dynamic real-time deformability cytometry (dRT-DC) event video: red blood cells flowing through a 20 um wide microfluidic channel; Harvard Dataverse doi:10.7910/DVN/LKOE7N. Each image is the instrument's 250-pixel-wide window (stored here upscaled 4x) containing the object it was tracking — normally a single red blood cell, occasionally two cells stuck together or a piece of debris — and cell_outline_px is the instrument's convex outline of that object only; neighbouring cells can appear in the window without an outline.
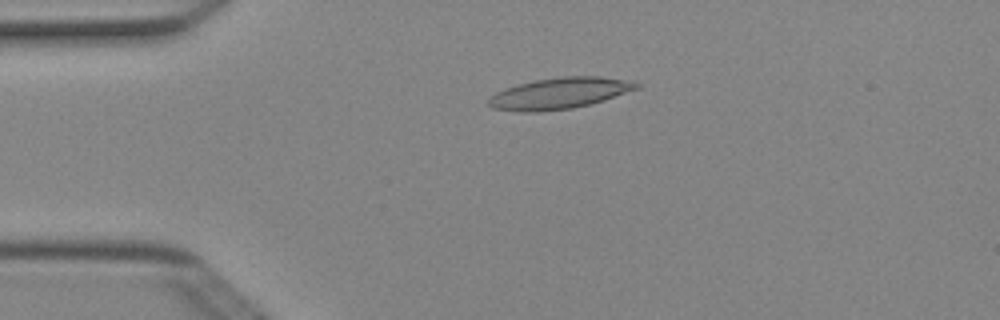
{"species": "Egyptian fruit bat (a non-hibernating species)", "species_latin": "Rousettus aegyptiacus", "temperature_condition": "cold", "stored_images_in_passage": 5, "camera_frame_rate_fps": 3000, "um_per_image_px": 0.085, "animal": {"sex": "female"}, "frame": {"image": 1, "passage_image": 4, "time_ms": 1.0, "image_size_px": [1000, 320], "cell_outline_px": [[640, 88], [604, 100], [572, 108], [540, 112], [520, 112], [492, 108], [488, 104], [488, 100], [496, 92], [504, 88], [516, 84], [536, 80], [560, 76], [600, 76], [624, 80], [640, 84]], "centroid_in_image_um": [47.52, 7.93], "position_along_channel_um": 37.5, "area_um2": 26.88}}